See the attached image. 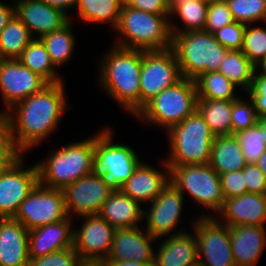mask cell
Returning <instances> with one entry per match:
<instances>
[{
	"label": "cell",
	"instance_id": "cell-30",
	"mask_svg": "<svg viewBox=\"0 0 266 266\" xmlns=\"http://www.w3.org/2000/svg\"><path fill=\"white\" fill-rule=\"evenodd\" d=\"M75 24L73 19H70L63 27L53 33L44 35L40 40L45 45L47 52L50 55L53 65L59 70L61 66L73 59L76 48Z\"/></svg>",
	"mask_w": 266,
	"mask_h": 266
},
{
	"label": "cell",
	"instance_id": "cell-26",
	"mask_svg": "<svg viewBox=\"0 0 266 266\" xmlns=\"http://www.w3.org/2000/svg\"><path fill=\"white\" fill-rule=\"evenodd\" d=\"M142 207L144 206L121 190H114L101 206L98 215L115 229L140 227L144 226L140 224L144 222Z\"/></svg>",
	"mask_w": 266,
	"mask_h": 266
},
{
	"label": "cell",
	"instance_id": "cell-43",
	"mask_svg": "<svg viewBox=\"0 0 266 266\" xmlns=\"http://www.w3.org/2000/svg\"><path fill=\"white\" fill-rule=\"evenodd\" d=\"M220 182L225 199L241 196L247 193L245 173L243 169L220 174Z\"/></svg>",
	"mask_w": 266,
	"mask_h": 266
},
{
	"label": "cell",
	"instance_id": "cell-6",
	"mask_svg": "<svg viewBox=\"0 0 266 266\" xmlns=\"http://www.w3.org/2000/svg\"><path fill=\"white\" fill-rule=\"evenodd\" d=\"M165 133L169 148L163 159L168 167L209 163L215 135L197 111Z\"/></svg>",
	"mask_w": 266,
	"mask_h": 266
},
{
	"label": "cell",
	"instance_id": "cell-36",
	"mask_svg": "<svg viewBox=\"0 0 266 266\" xmlns=\"http://www.w3.org/2000/svg\"><path fill=\"white\" fill-rule=\"evenodd\" d=\"M245 25L242 53L257 66L266 57V22L264 26Z\"/></svg>",
	"mask_w": 266,
	"mask_h": 266
},
{
	"label": "cell",
	"instance_id": "cell-3",
	"mask_svg": "<svg viewBox=\"0 0 266 266\" xmlns=\"http://www.w3.org/2000/svg\"><path fill=\"white\" fill-rule=\"evenodd\" d=\"M95 133L78 141L50 150L37 161L39 184L63 190L66 186L94 172Z\"/></svg>",
	"mask_w": 266,
	"mask_h": 266
},
{
	"label": "cell",
	"instance_id": "cell-21",
	"mask_svg": "<svg viewBox=\"0 0 266 266\" xmlns=\"http://www.w3.org/2000/svg\"><path fill=\"white\" fill-rule=\"evenodd\" d=\"M15 15L28 27L33 39L53 33L70 20L61 10L39 0H24L16 4Z\"/></svg>",
	"mask_w": 266,
	"mask_h": 266
},
{
	"label": "cell",
	"instance_id": "cell-20",
	"mask_svg": "<svg viewBox=\"0 0 266 266\" xmlns=\"http://www.w3.org/2000/svg\"><path fill=\"white\" fill-rule=\"evenodd\" d=\"M215 217L229 227L266 226V198L260 194L247 192L241 196L225 199L222 209Z\"/></svg>",
	"mask_w": 266,
	"mask_h": 266
},
{
	"label": "cell",
	"instance_id": "cell-33",
	"mask_svg": "<svg viewBox=\"0 0 266 266\" xmlns=\"http://www.w3.org/2000/svg\"><path fill=\"white\" fill-rule=\"evenodd\" d=\"M257 67L241 50H229L221 62L218 72L226 76L238 89L246 93L253 83Z\"/></svg>",
	"mask_w": 266,
	"mask_h": 266
},
{
	"label": "cell",
	"instance_id": "cell-53",
	"mask_svg": "<svg viewBox=\"0 0 266 266\" xmlns=\"http://www.w3.org/2000/svg\"><path fill=\"white\" fill-rule=\"evenodd\" d=\"M79 266H105L103 262L82 261Z\"/></svg>",
	"mask_w": 266,
	"mask_h": 266
},
{
	"label": "cell",
	"instance_id": "cell-27",
	"mask_svg": "<svg viewBox=\"0 0 266 266\" xmlns=\"http://www.w3.org/2000/svg\"><path fill=\"white\" fill-rule=\"evenodd\" d=\"M220 175L243 169L248 163L234 135L215 136L208 163Z\"/></svg>",
	"mask_w": 266,
	"mask_h": 266
},
{
	"label": "cell",
	"instance_id": "cell-55",
	"mask_svg": "<svg viewBox=\"0 0 266 266\" xmlns=\"http://www.w3.org/2000/svg\"><path fill=\"white\" fill-rule=\"evenodd\" d=\"M0 1H3V2H5L6 3V0L4 1V0H0ZM8 2L10 1V3L12 4V5H16V4H18V3H20V2H23L24 0H7ZM12 1V2H11Z\"/></svg>",
	"mask_w": 266,
	"mask_h": 266
},
{
	"label": "cell",
	"instance_id": "cell-28",
	"mask_svg": "<svg viewBox=\"0 0 266 266\" xmlns=\"http://www.w3.org/2000/svg\"><path fill=\"white\" fill-rule=\"evenodd\" d=\"M122 7L119 0H77L75 12L77 19L85 25L109 24L113 31L118 25Z\"/></svg>",
	"mask_w": 266,
	"mask_h": 266
},
{
	"label": "cell",
	"instance_id": "cell-42",
	"mask_svg": "<svg viewBox=\"0 0 266 266\" xmlns=\"http://www.w3.org/2000/svg\"><path fill=\"white\" fill-rule=\"evenodd\" d=\"M245 24L234 21L214 32L216 40L229 50H241Z\"/></svg>",
	"mask_w": 266,
	"mask_h": 266
},
{
	"label": "cell",
	"instance_id": "cell-38",
	"mask_svg": "<svg viewBox=\"0 0 266 266\" xmlns=\"http://www.w3.org/2000/svg\"><path fill=\"white\" fill-rule=\"evenodd\" d=\"M242 147L243 155L247 163H257L261 155L266 151L263 130L257 123L245 130L234 134Z\"/></svg>",
	"mask_w": 266,
	"mask_h": 266
},
{
	"label": "cell",
	"instance_id": "cell-51",
	"mask_svg": "<svg viewBox=\"0 0 266 266\" xmlns=\"http://www.w3.org/2000/svg\"><path fill=\"white\" fill-rule=\"evenodd\" d=\"M258 124L260 125V127L263 130V137H264V142H265V145H266V116L260 117L258 119Z\"/></svg>",
	"mask_w": 266,
	"mask_h": 266
},
{
	"label": "cell",
	"instance_id": "cell-22",
	"mask_svg": "<svg viewBox=\"0 0 266 266\" xmlns=\"http://www.w3.org/2000/svg\"><path fill=\"white\" fill-rule=\"evenodd\" d=\"M73 218L47 224L29 231V258H40L50 253L73 247Z\"/></svg>",
	"mask_w": 266,
	"mask_h": 266
},
{
	"label": "cell",
	"instance_id": "cell-31",
	"mask_svg": "<svg viewBox=\"0 0 266 266\" xmlns=\"http://www.w3.org/2000/svg\"><path fill=\"white\" fill-rule=\"evenodd\" d=\"M233 100L198 99L197 112L215 136L232 135Z\"/></svg>",
	"mask_w": 266,
	"mask_h": 266
},
{
	"label": "cell",
	"instance_id": "cell-57",
	"mask_svg": "<svg viewBox=\"0 0 266 266\" xmlns=\"http://www.w3.org/2000/svg\"><path fill=\"white\" fill-rule=\"evenodd\" d=\"M192 266H206V265H204V264H202V263H200V262L198 261L197 263H195V264L192 265Z\"/></svg>",
	"mask_w": 266,
	"mask_h": 266
},
{
	"label": "cell",
	"instance_id": "cell-12",
	"mask_svg": "<svg viewBox=\"0 0 266 266\" xmlns=\"http://www.w3.org/2000/svg\"><path fill=\"white\" fill-rule=\"evenodd\" d=\"M185 202V197L169 182L149 206L147 205V209H144L145 230L157 240L187 232L186 227L178 228L186 209Z\"/></svg>",
	"mask_w": 266,
	"mask_h": 266
},
{
	"label": "cell",
	"instance_id": "cell-19",
	"mask_svg": "<svg viewBox=\"0 0 266 266\" xmlns=\"http://www.w3.org/2000/svg\"><path fill=\"white\" fill-rule=\"evenodd\" d=\"M142 228V229H141ZM151 236L144 227L116 229L108 260L154 263L155 249Z\"/></svg>",
	"mask_w": 266,
	"mask_h": 266
},
{
	"label": "cell",
	"instance_id": "cell-7",
	"mask_svg": "<svg viewBox=\"0 0 266 266\" xmlns=\"http://www.w3.org/2000/svg\"><path fill=\"white\" fill-rule=\"evenodd\" d=\"M198 94L194 80L182 78L148 101L133 117L164 132L197 110Z\"/></svg>",
	"mask_w": 266,
	"mask_h": 266
},
{
	"label": "cell",
	"instance_id": "cell-56",
	"mask_svg": "<svg viewBox=\"0 0 266 266\" xmlns=\"http://www.w3.org/2000/svg\"><path fill=\"white\" fill-rule=\"evenodd\" d=\"M123 5H126L130 2V0H119Z\"/></svg>",
	"mask_w": 266,
	"mask_h": 266
},
{
	"label": "cell",
	"instance_id": "cell-8",
	"mask_svg": "<svg viewBox=\"0 0 266 266\" xmlns=\"http://www.w3.org/2000/svg\"><path fill=\"white\" fill-rule=\"evenodd\" d=\"M114 133L109 126L96 132L94 172L99 173L111 189L120 190L143 160L129 144L114 141Z\"/></svg>",
	"mask_w": 266,
	"mask_h": 266
},
{
	"label": "cell",
	"instance_id": "cell-54",
	"mask_svg": "<svg viewBox=\"0 0 266 266\" xmlns=\"http://www.w3.org/2000/svg\"><path fill=\"white\" fill-rule=\"evenodd\" d=\"M167 1H168V5H178L180 3L187 2V1H193V0H167Z\"/></svg>",
	"mask_w": 266,
	"mask_h": 266
},
{
	"label": "cell",
	"instance_id": "cell-14",
	"mask_svg": "<svg viewBox=\"0 0 266 266\" xmlns=\"http://www.w3.org/2000/svg\"><path fill=\"white\" fill-rule=\"evenodd\" d=\"M68 217L63 191L37 184L21 202L13 219L28 231L37 227L57 223Z\"/></svg>",
	"mask_w": 266,
	"mask_h": 266
},
{
	"label": "cell",
	"instance_id": "cell-29",
	"mask_svg": "<svg viewBox=\"0 0 266 266\" xmlns=\"http://www.w3.org/2000/svg\"><path fill=\"white\" fill-rule=\"evenodd\" d=\"M208 5L209 2L205 0H193L178 5H169V25L171 33L204 30ZM173 19H178L180 25L176 24V21H173Z\"/></svg>",
	"mask_w": 266,
	"mask_h": 266
},
{
	"label": "cell",
	"instance_id": "cell-48",
	"mask_svg": "<svg viewBox=\"0 0 266 266\" xmlns=\"http://www.w3.org/2000/svg\"><path fill=\"white\" fill-rule=\"evenodd\" d=\"M15 15V6L8 2L0 1V33Z\"/></svg>",
	"mask_w": 266,
	"mask_h": 266
},
{
	"label": "cell",
	"instance_id": "cell-1",
	"mask_svg": "<svg viewBox=\"0 0 266 266\" xmlns=\"http://www.w3.org/2000/svg\"><path fill=\"white\" fill-rule=\"evenodd\" d=\"M65 88V81L48 83L7 110L0 117V152L27 155L54 135L73 107L67 103Z\"/></svg>",
	"mask_w": 266,
	"mask_h": 266
},
{
	"label": "cell",
	"instance_id": "cell-24",
	"mask_svg": "<svg viewBox=\"0 0 266 266\" xmlns=\"http://www.w3.org/2000/svg\"><path fill=\"white\" fill-rule=\"evenodd\" d=\"M29 231L13 218H0V266H27Z\"/></svg>",
	"mask_w": 266,
	"mask_h": 266
},
{
	"label": "cell",
	"instance_id": "cell-47",
	"mask_svg": "<svg viewBox=\"0 0 266 266\" xmlns=\"http://www.w3.org/2000/svg\"><path fill=\"white\" fill-rule=\"evenodd\" d=\"M39 1L61 10L70 19L72 18L71 16L73 13H70L68 11H71L73 8L75 9L77 2V0H39Z\"/></svg>",
	"mask_w": 266,
	"mask_h": 266
},
{
	"label": "cell",
	"instance_id": "cell-52",
	"mask_svg": "<svg viewBox=\"0 0 266 266\" xmlns=\"http://www.w3.org/2000/svg\"><path fill=\"white\" fill-rule=\"evenodd\" d=\"M256 67L259 73L266 75V57Z\"/></svg>",
	"mask_w": 266,
	"mask_h": 266
},
{
	"label": "cell",
	"instance_id": "cell-17",
	"mask_svg": "<svg viewBox=\"0 0 266 266\" xmlns=\"http://www.w3.org/2000/svg\"><path fill=\"white\" fill-rule=\"evenodd\" d=\"M62 191L67 215L74 219L97 215L114 190L103 181L99 173L92 172L66 186Z\"/></svg>",
	"mask_w": 266,
	"mask_h": 266
},
{
	"label": "cell",
	"instance_id": "cell-58",
	"mask_svg": "<svg viewBox=\"0 0 266 266\" xmlns=\"http://www.w3.org/2000/svg\"><path fill=\"white\" fill-rule=\"evenodd\" d=\"M263 196L266 198V187H265V190H264Z\"/></svg>",
	"mask_w": 266,
	"mask_h": 266
},
{
	"label": "cell",
	"instance_id": "cell-15",
	"mask_svg": "<svg viewBox=\"0 0 266 266\" xmlns=\"http://www.w3.org/2000/svg\"><path fill=\"white\" fill-rule=\"evenodd\" d=\"M80 226H74L73 248L83 261L103 262L113 244L115 228L97 215L77 217Z\"/></svg>",
	"mask_w": 266,
	"mask_h": 266
},
{
	"label": "cell",
	"instance_id": "cell-10",
	"mask_svg": "<svg viewBox=\"0 0 266 266\" xmlns=\"http://www.w3.org/2000/svg\"><path fill=\"white\" fill-rule=\"evenodd\" d=\"M25 156L0 152V218H13L39 183L36 163L25 167Z\"/></svg>",
	"mask_w": 266,
	"mask_h": 266
},
{
	"label": "cell",
	"instance_id": "cell-49",
	"mask_svg": "<svg viewBox=\"0 0 266 266\" xmlns=\"http://www.w3.org/2000/svg\"><path fill=\"white\" fill-rule=\"evenodd\" d=\"M105 266H154V263H140L135 260L133 261H114L105 259L103 261Z\"/></svg>",
	"mask_w": 266,
	"mask_h": 266
},
{
	"label": "cell",
	"instance_id": "cell-34",
	"mask_svg": "<svg viewBox=\"0 0 266 266\" xmlns=\"http://www.w3.org/2000/svg\"><path fill=\"white\" fill-rule=\"evenodd\" d=\"M32 40L28 27L14 15L0 33V59H19Z\"/></svg>",
	"mask_w": 266,
	"mask_h": 266
},
{
	"label": "cell",
	"instance_id": "cell-4",
	"mask_svg": "<svg viewBox=\"0 0 266 266\" xmlns=\"http://www.w3.org/2000/svg\"><path fill=\"white\" fill-rule=\"evenodd\" d=\"M170 14H153L123 5L113 44L143 51L171 48ZM118 35V36H117Z\"/></svg>",
	"mask_w": 266,
	"mask_h": 266
},
{
	"label": "cell",
	"instance_id": "cell-46",
	"mask_svg": "<svg viewBox=\"0 0 266 266\" xmlns=\"http://www.w3.org/2000/svg\"><path fill=\"white\" fill-rule=\"evenodd\" d=\"M127 5L153 14H170L167 0H130Z\"/></svg>",
	"mask_w": 266,
	"mask_h": 266
},
{
	"label": "cell",
	"instance_id": "cell-41",
	"mask_svg": "<svg viewBox=\"0 0 266 266\" xmlns=\"http://www.w3.org/2000/svg\"><path fill=\"white\" fill-rule=\"evenodd\" d=\"M82 259L74 248H66L40 258L30 259L27 266H79Z\"/></svg>",
	"mask_w": 266,
	"mask_h": 266
},
{
	"label": "cell",
	"instance_id": "cell-11",
	"mask_svg": "<svg viewBox=\"0 0 266 266\" xmlns=\"http://www.w3.org/2000/svg\"><path fill=\"white\" fill-rule=\"evenodd\" d=\"M190 230L196 237L198 261L206 266H236L230 241V227L215 216L195 214Z\"/></svg>",
	"mask_w": 266,
	"mask_h": 266
},
{
	"label": "cell",
	"instance_id": "cell-13",
	"mask_svg": "<svg viewBox=\"0 0 266 266\" xmlns=\"http://www.w3.org/2000/svg\"><path fill=\"white\" fill-rule=\"evenodd\" d=\"M179 64L171 48L143 51L140 74V109L164 89L182 79Z\"/></svg>",
	"mask_w": 266,
	"mask_h": 266
},
{
	"label": "cell",
	"instance_id": "cell-9",
	"mask_svg": "<svg viewBox=\"0 0 266 266\" xmlns=\"http://www.w3.org/2000/svg\"><path fill=\"white\" fill-rule=\"evenodd\" d=\"M170 182L176 189L197 207L206 209V214L199 216H216L224 205L220 176L209 164H191L169 167ZM188 194V195H187ZM212 213H210V212ZM209 212V213H208Z\"/></svg>",
	"mask_w": 266,
	"mask_h": 266
},
{
	"label": "cell",
	"instance_id": "cell-16",
	"mask_svg": "<svg viewBox=\"0 0 266 266\" xmlns=\"http://www.w3.org/2000/svg\"><path fill=\"white\" fill-rule=\"evenodd\" d=\"M48 83L18 59H0V117L16 103L40 91Z\"/></svg>",
	"mask_w": 266,
	"mask_h": 266
},
{
	"label": "cell",
	"instance_id": "cell-2",
	"mask_svg": "<svg viewBox=\"0 0 266 266\" xmlns=\"http://www.w3.org/2000/svg\"><path fill=\"white\" fill-rule=\"evenodd\" d=\"M98 60L100 89L128 115L140 110V74L143 50L123 48L111 43Z\"/></svg>",
	"mask_w": 266,
	"mask_h": 266
},
{
	"label": "cell",
	"instance_id": "cell-40",
	"mask_svg": "<svg viewBox=\"0 0 266 266\" xmlns=\"http://www.w3.org/2000/svg\"><path fill=\"white\" fill-rule=\"evenodd\" d=\"M234 22L232 12L225 0L210 1L207 8V19L204 30L214 33L222 27Z\"/></svg>",
	"mask_w": 266,
	"mask_h": 266
},
{
	"label": "cell",
	"instance_id": "cell-18",
	"mask_svg": "<svg viewBox=\"0 0 266 266\" xmlns=\"http://www.w3.org/2000/svg\"><path fill=\"white\" fill-rule=\"evenodd\" d=\"M158 162L162 163L161 170L143 160L120 190L141 205H148L170 182L169 167L163 158Z\"/></svg>",
	"mask_w": 266,
	"mask_h": 266
},
{
	"label": "cell",
	"instance_id": "cell-25",
	"mask_svg": "<svg viewBox=\"0 0 266 266\" xmlns=\"http://www.w3.org/2000/svg\"><path fill=\"white\" fill-rule=\"evenodd\" d=\"M161 239L155 245L154 266H192L198 262L196 237L192 230Z\"/></svg>",
	"mask_w": 266,
	"mask_h": 266
},
{
	"label": "cell",
	"instance_id": "cell-32",
	"mask_svg": "<svg viewBox=\"0 0 266 266\" xmlns=\"http://www.w3.org/2000/svg\"><path fill=\"white\" fill-rule=\"evenodd\" d=\"M24 66L42 77L47 83L65 81L53 65L45 45L40 39H33L18 59Z\"/></svg>",
	"mask_w": 266,
	"mask_h": 266
},
{
	"label": "cell",
	"instance_id": "cell-23",
	"mask_svg": "<svg viewBox=\"0 0 266 266\" xmlns=\"http://www.w3.org/2000/svg\"><path fill=\"white\" fill-rule=\"evenodd\" d=\"M232 254L236 266H256L266 247V226L230 227Z\"/></svg>",
	"mask_w": 266,
	"mask_h": 266
},
{
	"label": "cell",
	"instance_id": "cell-59",
	"mask_svg": "<svg viewBox=\"0 0 266 266\" xmlns=\"http://www.w3.org/2000/svg\"><path fill=\"white\" fill-rule=\"evenodd\" d=\"M205 1L210 2V1H222V0H205Z\"/></svg>",
	"mask_w": 266,
	"mask_h": 266
},
{
	"label": "cell",
	"instance_id": "cell-50",
	"mask_svg": "<svg viewBox=\"0 0 266 266\" xmlns=\"http://www.w3.org/2000/svg\"><path fill=\"white\" fill-rule=\"evenodd\" d=\"M256 164L266 176V151L261 155Z\"/></svg>",
	"mask_w": 266,
	"mask_h": 266
},
{
	"label": "cell",
	"instance_id": "cell-35",
	"mask_svg": "<svg viewBox=\"0 0 266 266\" xmlns=\"http://www.w3.org/2000/svg\"><path fill=\"white\" fill-rule=\"evenodd\" d=\"M194 81L198 99L236 100L240 97L238 87L218 71L203 73Z\"/></svg>",
	"mask_w": 266,
	"mask_h": 266
},
{
	"label": "cell",
	"instance_id": "cell-44",
	"mask_svg": "<svg viewBox=\"0 0 266 266\" xmlns=\"http://www.w3.org/2000/svg\"><path fill=\"white\" fill-rule=\"evenodd\" d=\"M255 105V111L260 117L266 116V75L254 73L252 87L246 92Z\"/></svg>",
	"mask_w": 266,
	"mask_h": 266
},
{
	"label": "cell",
	"instance_id": "cell-39",
	"mask_svg": "<svg viewBox=\"0 0 266 266\" xmlns=\"http://www.w3.org/2000/svg\"><path fill=\"white\" fill-rule=\"evenodd\" d=\"M242 97L244 96H240L238 99L233 100L231 113L232 135L258 123L259 116L255 111L253 101L248 95L246 96L247 99Z\"/></svg>",
	"mask_w": 266,
	"mask_h": 266
},
{
	"label": "cell",
	"instance_id": "cell-37",
	"mask_svg": "<svg viewBox=\"0 0 266 266\" xmlns=\"http://www.w3.org/2000/svg\"><path fill=\"white\" fill-rule=\"evenodd\" d=\"M234 21L247 24L266 22V0H225Z\"/></svg>",
	"mask_w": 266,
	"mask_h": 266
},
{
	"label": "cell",
	"instance_id": "cell-5",
	"mask_svg": "<svg viewBox=\"0 0 266 266\" xmlns=\"http://www.w3.org/2000/svg\"><path fill=\"white\" fill-rule=\"evenodd\" d=\"M171 49L182 77L195 80L201 74L218 71L229 49L205 30L172 33Z\"/></svg>",
	"mask_w": 266,
	"mask_h": 266
},
{
	"label": "cell",
	"instance_id": "cell-45",
	"mask_svg": "<svg viewBox=\"0 0 266 266\" xmlns=\"http://www.w3.org/2000/svg\"><path fill=\"white\" fill-rule=\"evenodd\" d=\"M243 171L248 193L263 195L266 187V176L256 163H248Z\"/></svg>",
	"mask_w": 266,
	"mask_h": 266
}]
</instances>
